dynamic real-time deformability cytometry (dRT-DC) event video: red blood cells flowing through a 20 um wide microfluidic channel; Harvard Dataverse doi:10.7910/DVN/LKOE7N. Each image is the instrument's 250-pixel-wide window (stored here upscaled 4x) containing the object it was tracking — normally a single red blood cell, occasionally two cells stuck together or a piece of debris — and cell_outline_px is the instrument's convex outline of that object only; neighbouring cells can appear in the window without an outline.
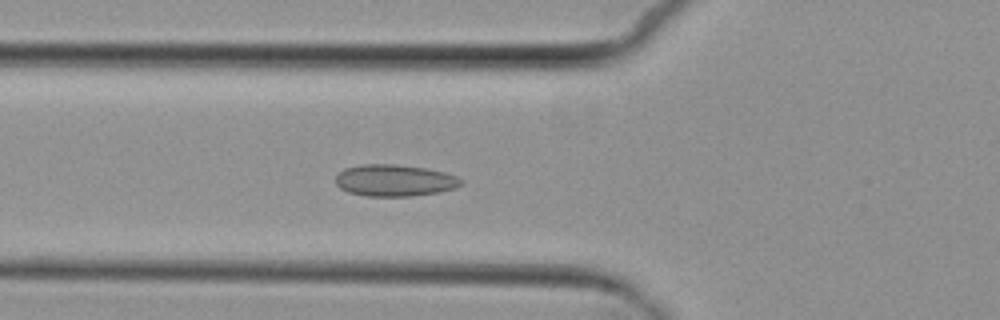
{"species": "common noctule bat (a hibernating species)", "species_latin": "Nyctalus noctula", "temperature_condition": "cold", "stored_images_in_passage": 6, "camera_frame_rate_fps": 3000, "um_per_image_px": 0.085, "animal": {"sex": "female", "body_mass_g": 29.2, "forearm_length_mm": 56.3}, "frame": {"image": 1, "passage_image": 6, "time_ms": 6.667, "image_size_px": [1000, 320], "cell_outline_px": [[464, 184], [456, 188], [440, 192], [412, 196], [364, 196], [348, 192], [340, 188], [336, 184], [336, 172], [344, 168], [364, 164], [396, 164], [428, 168], [444, 172], [456, 176], [464, 180]], "centroid_in_image_um": [33.55, 15.33], "position_along_channel_um": 92.2, "area_um2": 23.58}}